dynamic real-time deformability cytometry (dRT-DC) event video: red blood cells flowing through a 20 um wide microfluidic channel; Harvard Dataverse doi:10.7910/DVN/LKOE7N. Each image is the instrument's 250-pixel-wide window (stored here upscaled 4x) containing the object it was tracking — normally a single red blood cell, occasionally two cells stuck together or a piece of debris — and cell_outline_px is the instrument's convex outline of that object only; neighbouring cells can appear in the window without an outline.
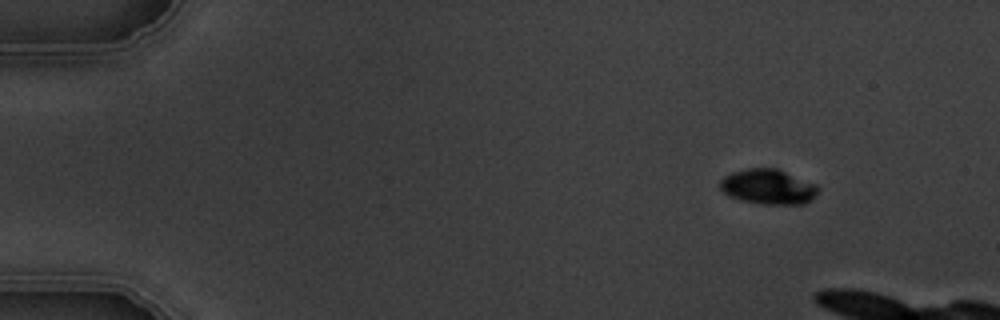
{"species": "common noctule bat (a hibernating species)", "species_latin": "Nyctalus noctula", "temperature_condition": "warm", "stored_images_in_passage": 5, "camera_frame_rate_fps": 3000, "um_per_image_px": 0.085, "animal": {"sex": "male", "body_mass_g": 19.5, "forearm_length_mm": 54.6}, "frame": {"image": 1, "passage_image": 5, "time_ms": 5.333, "image_size_px": [1000, 320], "cell_outline_px": [[820, 188], [804, 204], [764, 204], [740, 200], [728, 196], [720, 188], [720, 180], [724, 176], [732, 172], [748, 168], [776, 168], [816, 184]], "centroid_in_image_um": [65.25, 15.87], "position_along_channel_um": 19.8, "area_um2": 19.83}}